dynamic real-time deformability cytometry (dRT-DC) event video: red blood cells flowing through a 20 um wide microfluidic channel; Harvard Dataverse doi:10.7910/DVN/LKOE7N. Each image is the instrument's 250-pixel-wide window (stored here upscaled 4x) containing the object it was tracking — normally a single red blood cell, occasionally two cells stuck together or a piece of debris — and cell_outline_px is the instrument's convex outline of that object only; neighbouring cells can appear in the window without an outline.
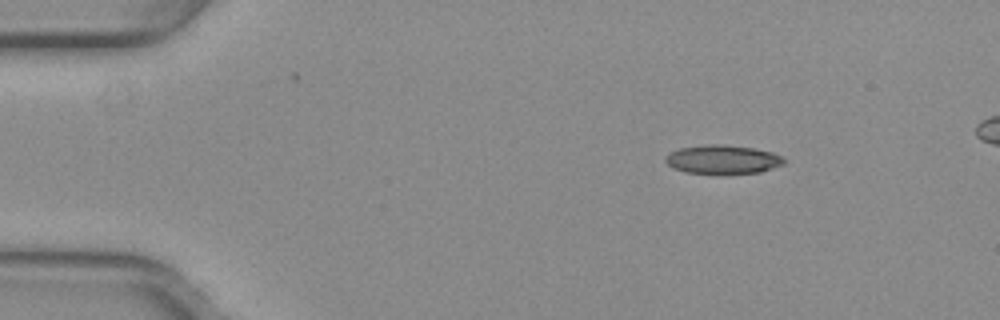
{"species": "common noctule bat (a hibernating species)", "species_latin": "Nyctalus noctula", "temperature_condition": "warm", "stored_images_in_passage": 45, "camera_frame_rate_fps": 3000, "um_per_image_px": 0.085, "animal": {"sex": "female", "body_mass_g": 29.2, "forearm_length_mm": 56.3}, "frame": {"image": 1, "passage_image": 1, "time_ms": 0.0, "image_size_px": [1000, 320], "cell_outline_px": [[784, 164], [760, 172], [688, 172], [672, 168], [664, 160], [664, 156], [680, 148], [708, 144], [724, 144], [756, 148], [772, 152], [780, 156], [784, 160]], "centroid_in_image_um": [61.42, 13.52], "position_along_channel_um": 23.6, "area_um2": 19.42}}
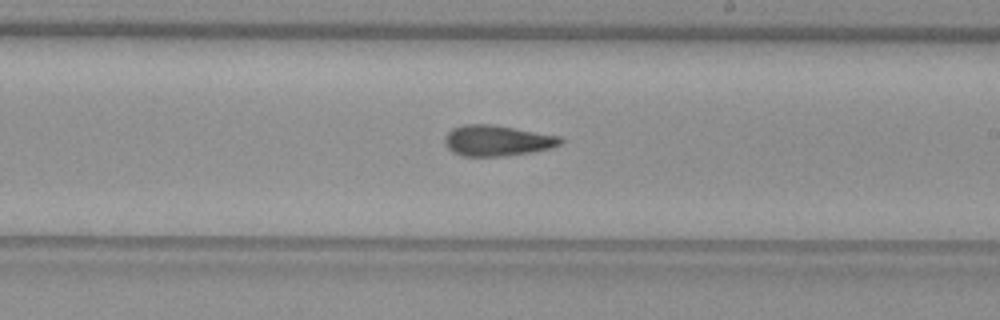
{"frame": {"image": 2, "passage_image": 24, "time_ms": 7.667, "image_size_px": [1000, 320], "cell_outline_px": [[564, 140], [560, 144], [552, 148], [532, 152], [504, 156], [464, 156], [452, 152], [444, 144], [444, 140], [448, 132], [452, 128], [464, 124], [488, 124], [560, 136]], "centroid_in_image_um": [42.24, 11.96], "position_along_channel_um": 246.8, "area_um2": 20.63}}
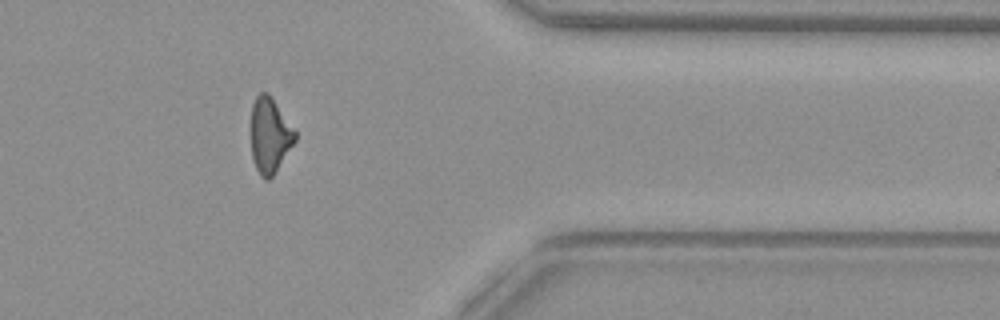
{"frame": {"image": 3, "passage_image": 36, "time_ms": 11.667, "image_size_px": [1000, 320], "cell_outline_px": [[296, 140], [272, 176], [268, 180], [264, 180], [260, 176], [252, 160], [252, 104], [256, 96], [260, 92], [268, 92], [272, 96], [296, 132]], "centroid_in_image_um": [22.93, 11.49], "position_along_channel_um": 388.5, "area_um2": 19.19}}